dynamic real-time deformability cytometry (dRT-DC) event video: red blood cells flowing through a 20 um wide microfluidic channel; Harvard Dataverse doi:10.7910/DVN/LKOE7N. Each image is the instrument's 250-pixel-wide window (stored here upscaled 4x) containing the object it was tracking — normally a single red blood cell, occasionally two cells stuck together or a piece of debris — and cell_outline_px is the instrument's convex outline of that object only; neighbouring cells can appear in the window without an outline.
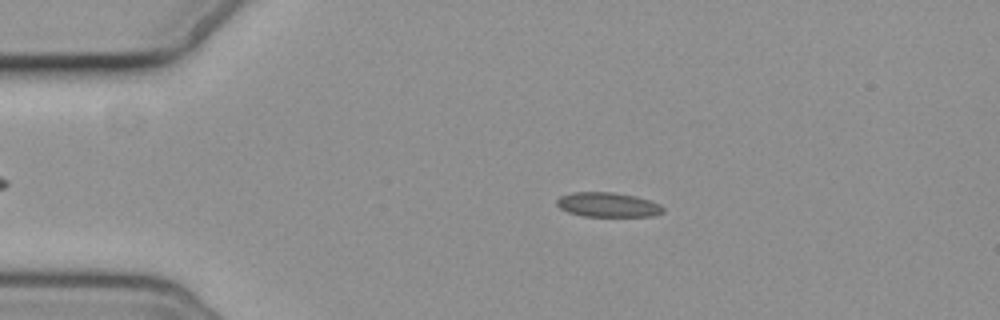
{"species": "common noctule bat (a hibernating species)", "species_latin": "Nyctalus noctula", "temperature_condition": "cold", "stored_images_in_passage": 5, "camera_frame_rate_fps": 3000, "um_per_image_px": 0.085, "animal": {"sex": "female", "body_mass_g": 19.3, "forearm_length_mm": 54.1}, "frame": {"image": 1, "passage_image": 3, "time_ms": 2.333, "image_size_px": [1000, 320], "cell_outline_px": [[664, 212], [652, 216], [584, 216], [568, 212], [560, 208], [556, 204], [556, 200], [560, 196], [572, 192], [612, 192], [636, 196], [660, 204], [664, 208]], "centroid_in_image_um": [51.66, 17.4], "position_along_channel_um": 33.3, "area_um2": 15.2}}
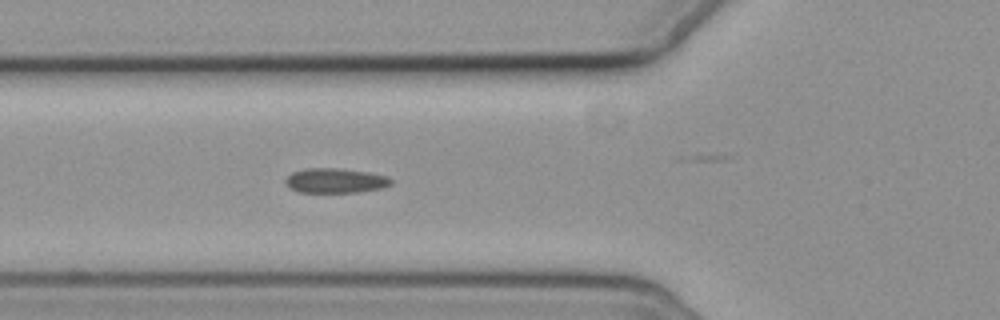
{"frame": {"image": 2, "passage_image": 5, "time_ms": 5.333, "image_size_px": [1000, 320], "cell_outline_px": [[392, 184], [380, 188], [360, 192], [300, 192], [292, 188], [284, 180], [292, 172], [304, 168], [336, 168], [364, 172], [388, 176], [392, 180]], "centroid_in_image_um": [28.51, 15.35], "position_along_channel_um": 97.3, "area_um2": 14.97}}